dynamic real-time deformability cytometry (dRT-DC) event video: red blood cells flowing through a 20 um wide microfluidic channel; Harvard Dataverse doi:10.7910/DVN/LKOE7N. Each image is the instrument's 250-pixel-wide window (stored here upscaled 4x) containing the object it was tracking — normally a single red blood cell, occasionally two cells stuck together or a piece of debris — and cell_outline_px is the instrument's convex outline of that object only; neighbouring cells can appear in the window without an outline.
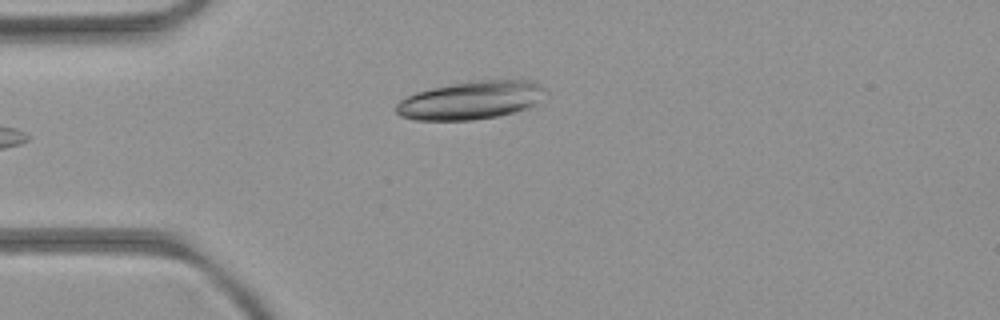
{"species": "common noctule bat (a hibernating species)", "species_latin": "Nyctalus noctula", "temperature_condition": "room temperature", "stored_images_in_passage": 5, "camera_frame_rate_fps": 3000, "um_per_image_px": 0.085, "animal": {"sex": "female", "body_mass_g": 21.9}, "frame": {"image": 1, "passage_image": 5, "time_ms": 4.333, "image_size_px": [1000, 320], "cell_outline_px": [[544, 88], [532, 104], [528, 108], [496, 116], [472, 120], [412, 120], [400, 116], [396, 112], [396, 104], [400, 100], [416, 92], [432, 88], [480, 80], [532, 80], [540, 84]], "centroid_in_image_um": [39.93, 8.53], "position_along_channel_um": 45.1, "area_um2": 32.43}}